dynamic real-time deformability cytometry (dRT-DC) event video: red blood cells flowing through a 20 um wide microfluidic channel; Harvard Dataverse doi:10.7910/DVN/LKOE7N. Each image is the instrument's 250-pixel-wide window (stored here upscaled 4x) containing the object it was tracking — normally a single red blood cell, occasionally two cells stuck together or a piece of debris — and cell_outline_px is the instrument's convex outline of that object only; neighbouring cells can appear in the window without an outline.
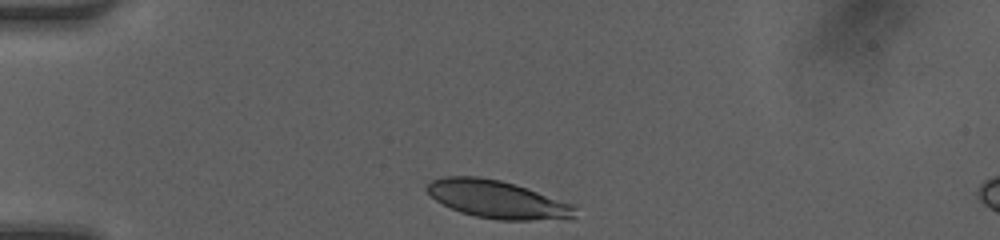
{"species": "human", "species_latin": "Homo sapiens", "temperature_condition": "room temperature", "stored_images_in_passage": 30, "camera_frame_rate_fps": 3000, "um_per_image_px": 0.085, "donor": {"sex": "female"}, "frame": {"image": 1, "passage_image": 1, "time_ms": 0.0, "image_size_px": [1000, 240], "cell_outline_px": [[576, 216], [532, 220], [496, 220], [476, 216], [460, 212], [436, 200], [424, 188], [432, 180], [444, 176], [480, 176], [500, 180], [572, 204], [576, 208]], "centroid_in_image_um": [42.2, 16.94], "position_along_channel_um": 42.8, "area_um2": 31.91}}
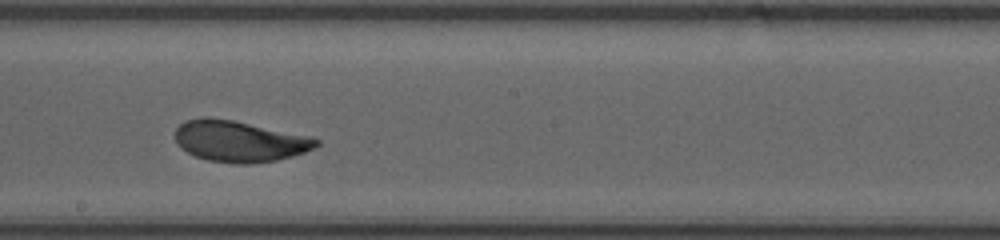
{"frame": {"image": 2, "passage_image": 17, "time_ms": 5.333, "image_size_px": [1000, 240], "cell_outline_px": [[320, 144], [304, 152], [292, 156], [276, 160], [248, 164], [232, 164], [208, 160], [196, 156], [180, 148], [176, 144], [176, 128], [184, 120], [200, 116], [208, 116], [232, 120], [312, 136], [320, 140]], "centroid_in_image_um": [20.33, 11.99], "position_along_channel_um": 227.9, "area_um2": 34.1}}
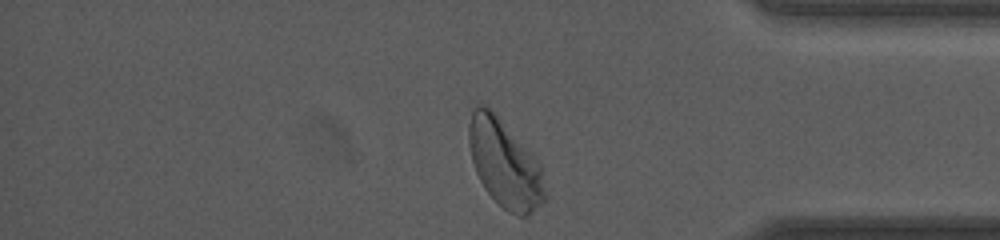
{"frame": {"image": 3, "passage_image": 30, "time_ms": 9.667, "image_size_px": [1000, 240], "cell_outline_px": [[544, 200], [528, 216], [516, 216], [508, 212], [484, 188], [476, 172], [472, 160], [468, 144], [468, 124], [472, 108], [476, 104], [484, 104], [536, 156], [540, 164], [544, 192]], "centroid_in_image_um": [42.87, 13.9], "position_along_channel_um": 392.3, "area_um2": 38.38}, "authors_computed_cell_mechanics": {"area_um2": 33.6396, "velocity_mm_per_s": 4.1818, "shape_relaxation_time_tau1_ms": 2.7931, "shape_relaxation_time_tau2_ms": 0.7247, "deformation_change_tau1": 0.1567, "deformation_change_tau2": 0.0564}}